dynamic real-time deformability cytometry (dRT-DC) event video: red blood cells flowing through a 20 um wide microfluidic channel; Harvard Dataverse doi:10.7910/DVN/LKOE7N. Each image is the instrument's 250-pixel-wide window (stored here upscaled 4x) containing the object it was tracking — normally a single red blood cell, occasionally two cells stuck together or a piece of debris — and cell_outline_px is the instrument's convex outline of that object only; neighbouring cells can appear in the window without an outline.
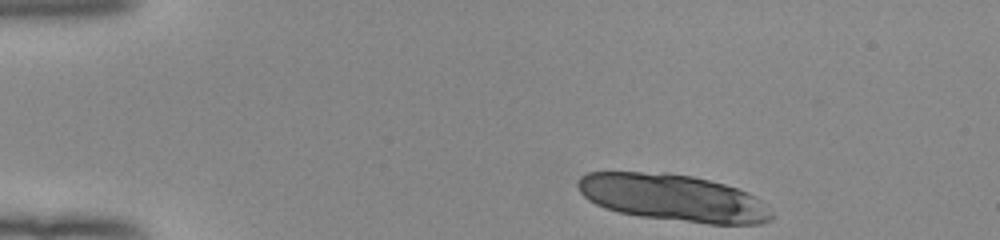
{"species": "human", "species_latin": "Homo sapiens", "temperature_condition": "room temperature", "stored_images_in_passage": 10, "camera_frame_rate_fps": 3000, "um_per_image_px": 0.085, "donor": {"sex": "female"}, "frame": {"image": 1, "passage_image": 1, "time_ms": 0.0, "image_size_px": [1000, 240], "cell_outline_px": [[772, 220], [760, 224], [708, 224], [640, 216], [620, 212], [604, 208], [588, 200], [580, 192], [576, 184], [576, 180], [580, 176], [588, 172], [668, 172], [692, 176], [724, 184], [748, 192], [760, 200], [772, 212]], "centroid_in_image_um": [57.2, 16.81], "position_along_channel_um": 27.8, "area_um2": 53.18}}